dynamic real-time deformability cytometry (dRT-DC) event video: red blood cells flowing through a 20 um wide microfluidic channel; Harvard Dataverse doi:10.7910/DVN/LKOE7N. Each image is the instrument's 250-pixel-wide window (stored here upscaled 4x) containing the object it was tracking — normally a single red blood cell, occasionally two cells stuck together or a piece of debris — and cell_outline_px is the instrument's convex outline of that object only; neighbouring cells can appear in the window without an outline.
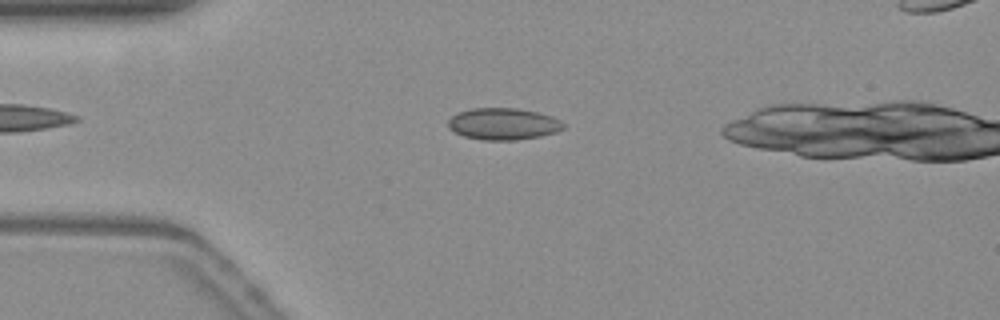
{"species": "common noctule bat (a hibernating species)", "species_latin": "Nyctalus noctula", "temperature_condition": "warm", "stored_images_in_passage": 47, "camera_frame_rate_fps": 3000, "um_per_image_px": 0.085, "animal": {"sex": "female", "body_mass_g": 19.3, "forearm_length_mm": 54.1}, "frame": {"image": 1, "passage_image": 12, "time_ms": 3.667, "image_size_px": [1000, 320], "cell_outline_px": [[564, 128], [556, 132], [540, 136], [516, 140], [484, 140], [464, 136], [448, 128], [448, 120], [452, 116], [460, 112], [472, 108], [516, 108], [536, 112], [552, 116], [560, 120], [564, 124]], "centroid_in_image_um": [42.78, 10.53], "position_along_channel_um": 42.2, "area_um2": 21.21}}
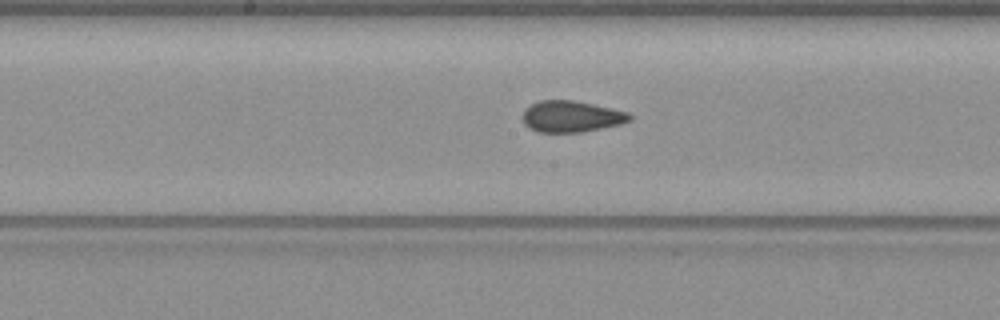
{"frame": {"image": 2, "passage_image": 26, "time_ms": 8.333, "image_size_px": [1000, 320], "cell_outline_px": [[632, 120], [620, 124], [604, 128], [584, 132], [536, 132], [524, 124], [524, 108], [540, 100], [572, 100], [612, 108], [628, 112], [632, 116]], "centroid_in_image_um": [48.58, 9.91], "position_along_channel_um": 199.6, "area_um2": 19.59}}
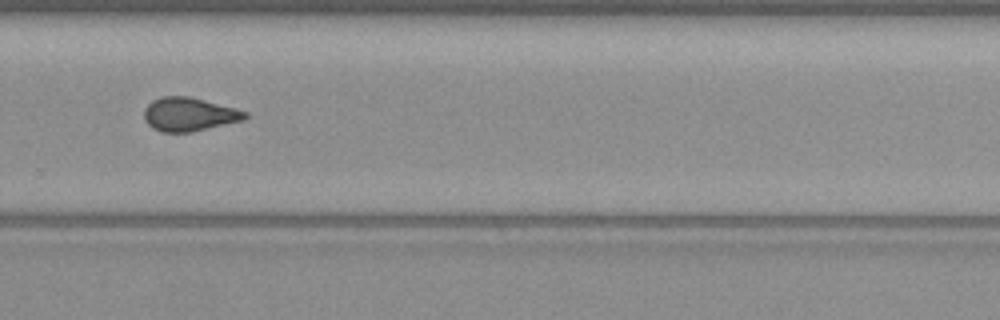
{"frame": {"image": 3, "passage_image": 35, "time_ms": 11.333, "image_size_px": [1000, 320], "cell_outline_px": [[248, 116], [244, 120], [192, 132], [160, 132], [152, 128], [144, 120], [144, 108], [152, 100], [160, 96], [188, 96], [204, 100], [248, 112]], "centroid_in_image_um": [16.04, 9.72], "position_along_channel_um": 313.8, "area_um2": 19.83}, "authors_computed_cell_mechanics": {"area_um2": 19.8254, "velocity_mm_per_s": 3.8179, "shape_relaxation_time_tau1_ms": null, "shape_relaxation_time_tau2_ms": 1.5148, "deformation_change_tau1": null, "deformation_change_tau2": 0.0766}}